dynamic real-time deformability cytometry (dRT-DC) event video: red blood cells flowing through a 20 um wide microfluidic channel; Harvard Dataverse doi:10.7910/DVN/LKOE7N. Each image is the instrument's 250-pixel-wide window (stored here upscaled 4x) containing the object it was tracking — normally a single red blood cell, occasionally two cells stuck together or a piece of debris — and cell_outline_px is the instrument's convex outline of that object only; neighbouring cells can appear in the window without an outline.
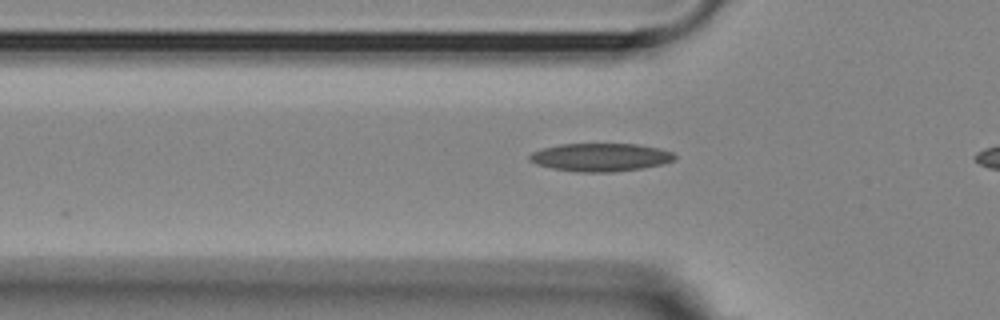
{"species": "Egyptian fruit bat (a non-hibernating species)", "species_latin": "Rousettus aegyptiacus", "temperature_condition": "room temperature", "stored_images_in_passage": 6, "camera_frame_rate_fps": 3000, "um_per_image_px": 0.085, "animal": {"sex": "female"}, "frame": {"image": 1, "passage_image": 3, "time_ms": 0.667, "image_size_px": [1000, 320], "cell_outline_px": [[676, 160], [664, 164], [616, 172], [576, 172], [552, 168], [536, 164], [528, 160], [528, 156], [532, 152], [544, 148], [560, 144], [636, 144], [660, 148], [672, 152], [676, 156]], "centroid_in_image_um": [51.06, 13.37], "position_along_channel_um": 74.7, "area_um2": 23.87}}